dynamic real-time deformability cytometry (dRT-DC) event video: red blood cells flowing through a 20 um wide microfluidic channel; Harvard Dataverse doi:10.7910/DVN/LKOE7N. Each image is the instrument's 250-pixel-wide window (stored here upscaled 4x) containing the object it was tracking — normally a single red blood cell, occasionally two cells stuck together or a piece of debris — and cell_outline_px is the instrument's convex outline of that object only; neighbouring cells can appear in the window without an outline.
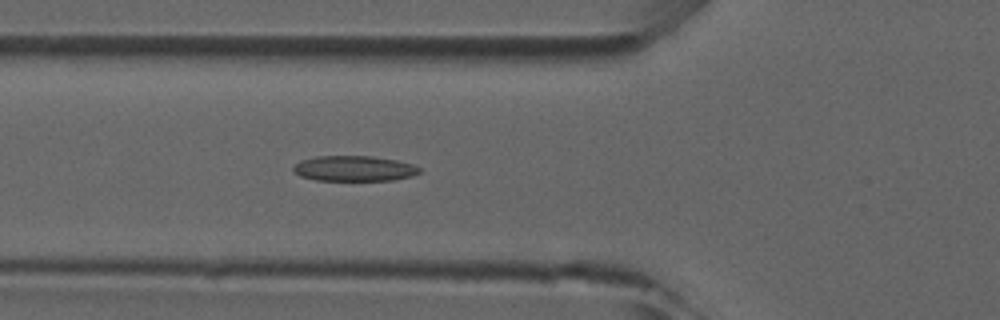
{"species": "common noctule bat (a hibernating species)", "species_latin": "Nyctalus noctula", "temperature_condition": "room temperature", "stored_images_in_passage": 34, "camera_frame_rate_fps": 3000, "um_per_image_px": 0.085, "animal": {"sex": "male", "forearm_length_mm": 52.5}, "frame": {"image": 1, "passage_image": 6, "time_ms": 1.667, "image_size_px": [1000, 320], "cell_outline_px": [[420, 172], [412, 176], [392, 180], [316, 180], [300, 176], [292, 168], [300, 160], [316, 156], [372, 156], [396, 160], [412, 164], [420, 168]], "centroid_in_image_um": [30.1, 14.32], "position_along_channel_um": 95.7, "area_um2": 18.55}}
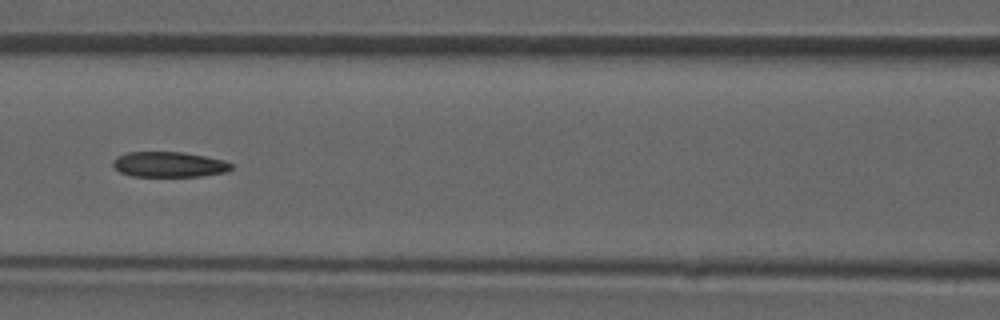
{"frame": {"image": 2, "passage_image": 10, "time_ms": 3.0, "image_size_px": [1000, 320], "cell_outline_px": [[232, 168], [224, 172], [200, 176], [132, 176], [120, 172], [112, 164], [112, 160], [116, 156], [128, 152], [184, 152], [224, 160], [232, 164]], "centroid_in_image_um": [14.33, 13.97], "position_along_channel_um": 152.3, "area_um2": 17.4}}